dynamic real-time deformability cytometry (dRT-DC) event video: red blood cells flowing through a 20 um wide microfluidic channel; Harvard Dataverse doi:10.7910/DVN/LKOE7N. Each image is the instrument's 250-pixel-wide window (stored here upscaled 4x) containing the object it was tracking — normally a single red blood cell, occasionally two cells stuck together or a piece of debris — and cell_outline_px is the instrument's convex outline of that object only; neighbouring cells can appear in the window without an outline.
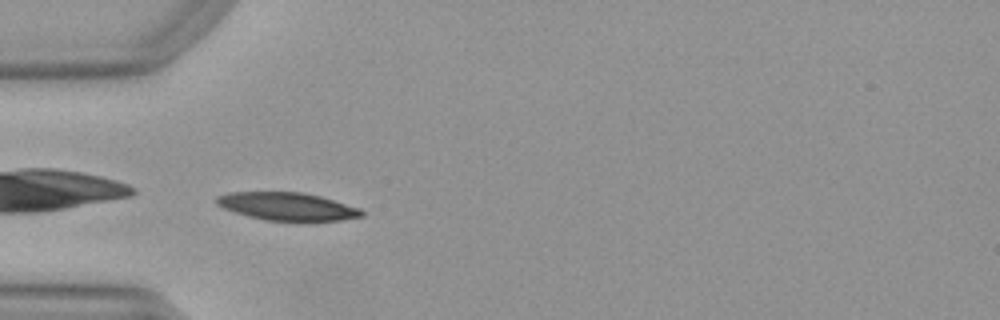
{"species": "Egyptian fruit bat (a non-hibernating species)", "species_latin": "Rousettus aegyptiacus", "temperature_condition": "warm", "stored_images_in_passage": 37, "camera_frame_rate_fps": 3000, "um_per_image_px": 0.085, "animal": {"sex": "female"}, "frame": {"image": 1, "passage_image": 1, "time_ms": 0.0, "image_size_px": [1000, 320], "cell_outline_px": [[364, 216], [340, 220], [264, 220], [248, 216], [224, 208], [216, 204], [216, 196], [228, 192], [300, 192], [320, 196], [360, 208], [364, 212]], "centroid_in_image_um": [24.4, 17.53], "position_along_channel_um": 60.6, "area_um2": 23.29}}
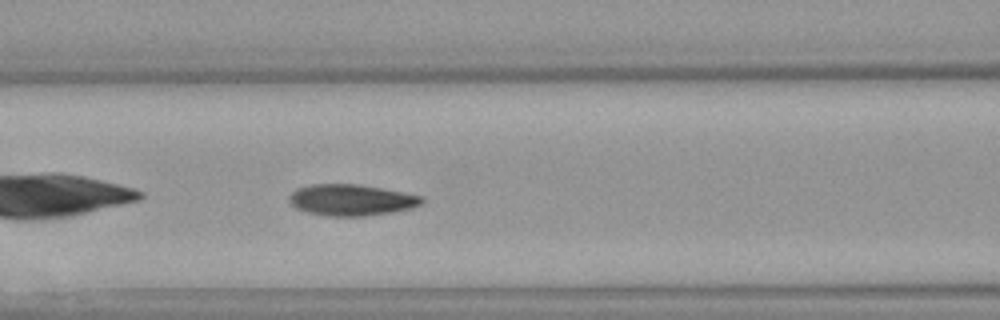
{"frame": {"image": 2, "passage_image": 7, "time_ms": 2.0, "image_size_px": [1000, 320], "cell_outline_px": [[424, 200], [420, 204], [412, 208], [392, 212], [364, 216], [328, 216], [308, 212], [296, 208], [288, 200], [288, 196], [296, 188], [312, 184], [356, 184], [404, 192], [424, 196]], "centroid_in_image_um": [29.86, 16.99], "position_along_channel_um": 136.7, "area_um2": 24.16}}
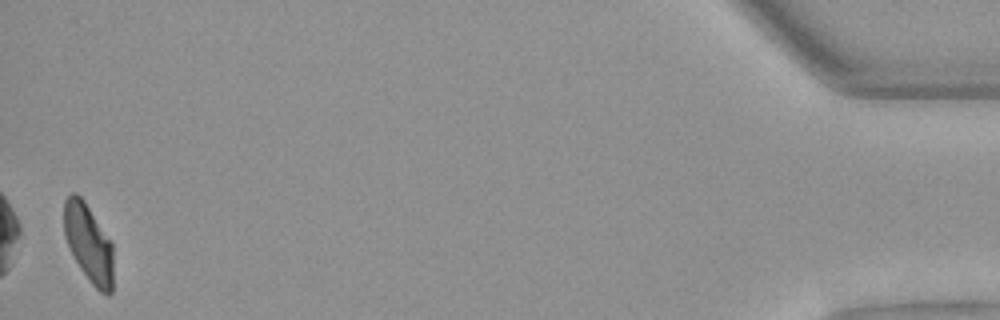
{"frame": {"image": 3, "passage_image": 36, "time_ms": 11.667, "image_size_px": [1000, 320], "cell_outline_px": [[112, 292], [108, 296], [100, 292], [88, 280], [80, 268], [64, 236], [64, 200], [72, 192], [76, 192], [84, 200], [112, 244]], "centroid_in_image_um": [7.52, 20.67], "position_along_channel_um": 427.7, "area_um2": 22.14}, "authors_computed_cell_mechanics": {"area_um2": 23.987, "velocity_mm_per_s": 3.9495, "shape_relaxation_time_tau1_ms": null, "shape_relaxation_time_tau2_ms": 2.243, "deformation_change_tau1": null, "deformation_change_tau2": 0.0702}}